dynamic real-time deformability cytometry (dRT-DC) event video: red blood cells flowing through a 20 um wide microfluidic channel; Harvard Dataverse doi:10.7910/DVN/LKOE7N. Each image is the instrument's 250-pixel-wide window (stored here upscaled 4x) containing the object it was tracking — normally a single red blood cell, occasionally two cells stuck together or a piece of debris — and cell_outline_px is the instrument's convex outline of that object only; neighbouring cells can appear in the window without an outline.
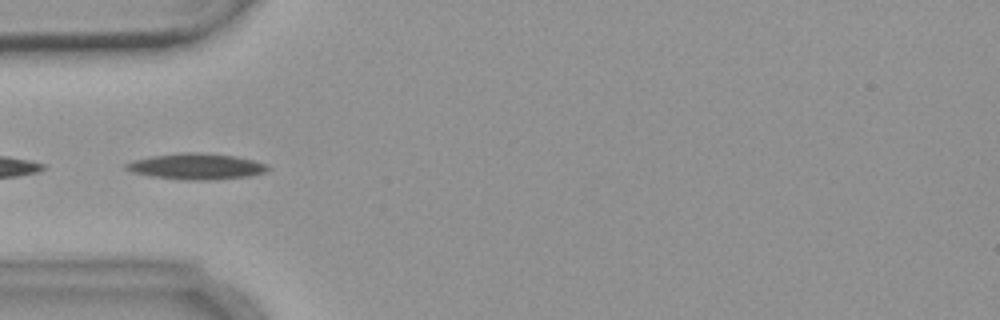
{"species": "common noctule bat (a hibernating species)", "species_latin": "Nyctalus noctula", "temperature_condition": "warm", "stored_images_in_passage": 4, "camera_frame_rate_fps": 3000, "um_per_image_px": 0.085, "animal": {"sex": "female", "body_mass_g": 18.4}, "frame": {"image": 1, "passage_image": 4, "time_ms": 3.333, "image_size_px": [1000, 320], "cell_outline_px": [[272, 168], [264, 172], [252, 176], [208, 180], [188, 180], [152, 176], [132, 172], [124, 168], [124, 164], [132, 160], [152, 156], [180, 152], [200, 152], [232, 156], [252, 160], [268, 164]], "centroid_in_image_um": [16.69, 14.14], "position_along_channel_um": 68.3, "area_um2": 21.5}}